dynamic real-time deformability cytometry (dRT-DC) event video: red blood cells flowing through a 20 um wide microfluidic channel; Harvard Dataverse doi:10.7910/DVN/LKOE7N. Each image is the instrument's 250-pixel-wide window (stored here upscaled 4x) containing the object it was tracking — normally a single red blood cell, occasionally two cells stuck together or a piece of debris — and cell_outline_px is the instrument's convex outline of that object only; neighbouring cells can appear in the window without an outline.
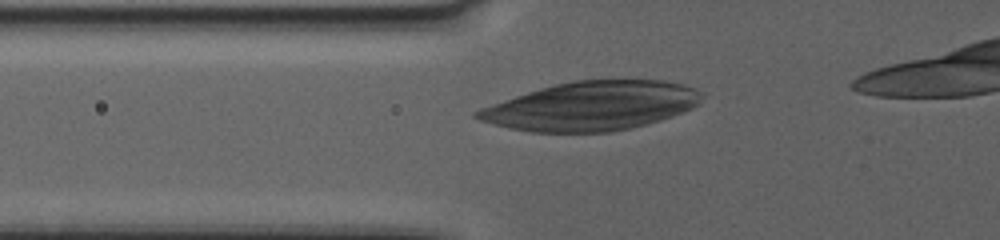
{"species": "human", "species_latin": "Homo sapiens", "temperature_condition": "warm", "stored_images_in_passage": 42, "camera_frame_rate_fps": 3000, "um_per_image_px": 0.085, "donor": {"sex": "female"}, "frame": {"image": 1, "passage_image": 7, "time_ms": 2.0, "image_size_px": [1000, 240], "cell_outline_px": [[704, 96], [700, 104], [692, 108], [672, 116], [660, 120], [632, 128], [608, 132], [532, 132], [512, 128], [480, 120], [472, 116], [472, 112], [480, 108], [540, 88], [556, 84], [576, 80], [664, 80], [680, 84], [692, 88], [700, 92]], "centroid_in_image_um": [50.3, 9.01], "position_along_channel_um": 75.5, "area_um2": 63.46}}
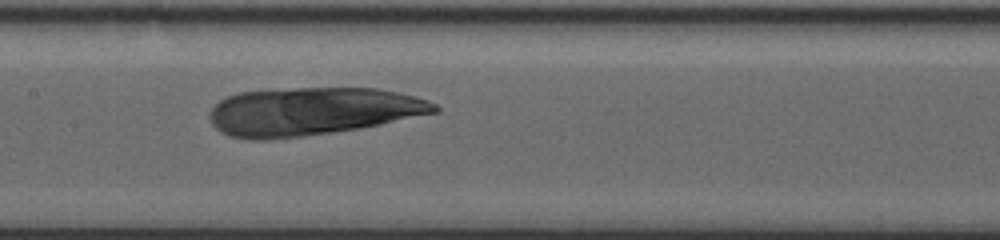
{"frame": {"image": 2, "passage_image": 17, "time_ms": 5.333, "image_size_px": [1000, 240], "cell_outline_px": [[440, 112], [360, 128], [304, 136], [264, 140], [248, 140], [228, 136], [220, 132], [212, 124], [212, 108], [220, 100], [228, 96], [240, 92], [268, 88], [380, 88], [416, 96], [428, 100], [436, 104], [440, 108]], "centroid_in_image_um": [26.55, 9.46], "position_along_channel_um": 180.8, "area_um2": 63.29}}
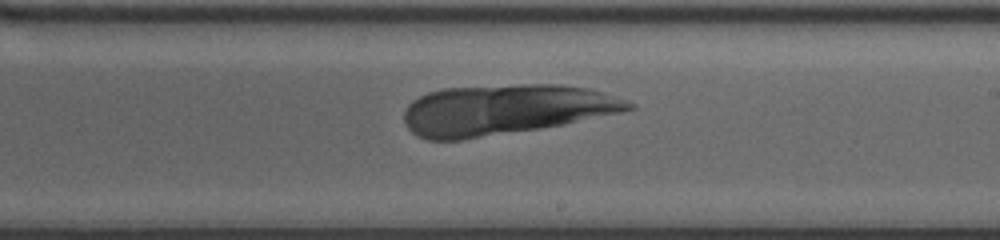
{"frame": {"image": 3, "passage_image": 23, "time_ms": 7.333, "image_size_px": [1000, 240], "cell_outline_px": [[636, 108], [564, 124], [540, 128], [460, 140], [428, 140], [416, 136], [408, 128], [404, 120], [404, 112], [408, 104], [412, 100], [428, 92], [444, 88], [520, 84], [560, 84], [588, 88], [636, 104]], "centroid_in_image_um": [42.87, 9.32], "position_along_channel_um": 246.1, "area_um2": 65.43}}